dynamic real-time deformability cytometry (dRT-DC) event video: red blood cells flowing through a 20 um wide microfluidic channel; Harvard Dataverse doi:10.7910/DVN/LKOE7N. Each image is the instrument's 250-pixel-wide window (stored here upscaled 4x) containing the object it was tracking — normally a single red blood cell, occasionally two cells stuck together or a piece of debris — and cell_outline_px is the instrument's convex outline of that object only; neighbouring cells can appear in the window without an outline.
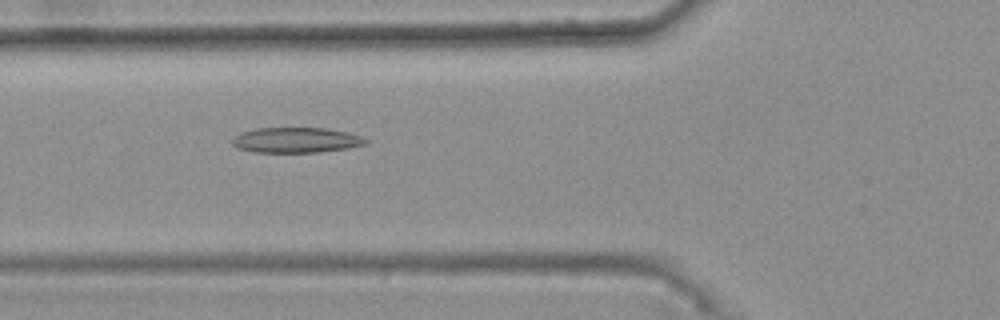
{"species": "common noctule bat (a hibernating species)", "species_latin": "Nyctalus noctula", "temperature_condition": "warm", "stored_images_in_passage": 49, "camera_frame_rate_fps": 3000, "um_per_image_px": 0.085, "animal": {"sex": "female", "body_mass_g": 25.1}, "frame": {"image": 1, "passage_image": 20, "time_ms": 6.333, "image_size_px": [1000, 320], "cell_outline_px": [[368, 144], [348, 148], [320, 152], [252, 152], [236, 148], [232, 144], [232, 136], [240, 132], [256, 128], [328, 128], [348, 132], [360, 136], [368, 140]], "centroid_in_image_um": [25.14, 11.91], "position_along_channel_um": 100.7, "area_um2": 19.94}}
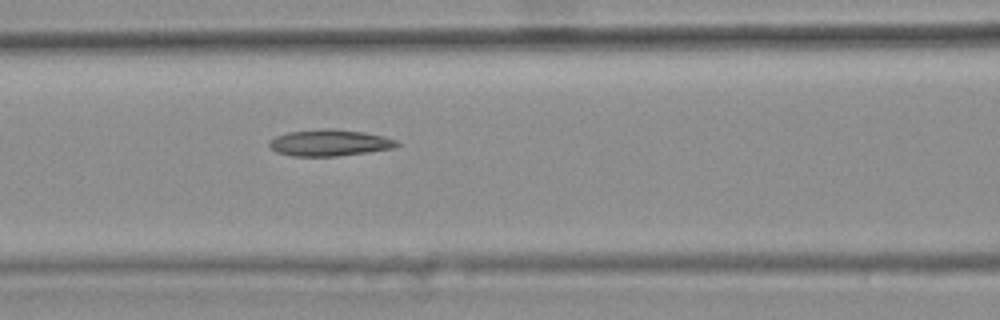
{"frame": {"image": 2, "passage_image": 23, "time_ms": 7.333, "image_size_px": [1000, 320], "cell_outline_px": [[400, 144], [392, 148], [368, 152], [336, 156], [292, 156], [276, 152], [268, 144], [268, 140], [276, 136], [288, 132], [324, 128], [332, 128], [364, 132], [384, 136], [396, 140]], "centroid_in_image_um": [27.99, 12.13], "position_along_channel_um": 138.6, "area_um2": 19.71}}
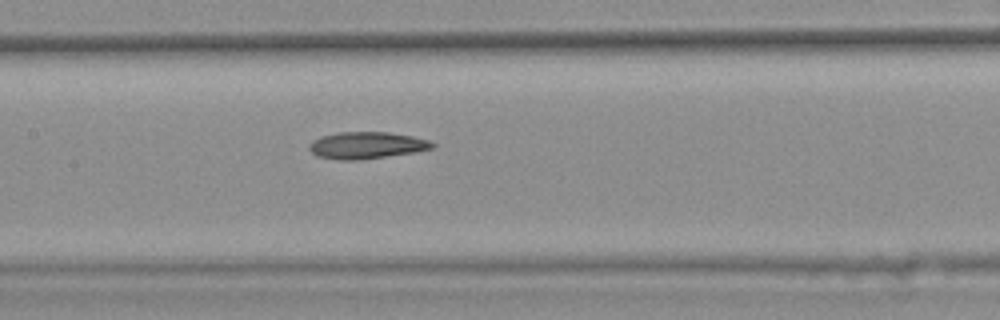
{"frame": {"image": 3, "passage_image": 26, "time_ms": 8.333, "image_size_px": [1000, 320], "cell_outline_px": [[436, 148], [416, 152], [360, 160], [340, 160], [316, 156], [308, 148], [308, 144], [312, 140], [320, 136], [340, 132], [388, 132], [412, 136], [428, 140], [436, 144]], "centroid_in_image_um": [31.16, 12.35], "position_along_channel_um": 176.2, "area_um2": 19.48}, "authors_computed_cell_mechanics": {"area_um2": 19.3052, "velocity_mm_per_s": 3.7727, "shape_relaxation_time_tau1_ms": null, "shape_relaxation_time_tau2_ms": 9.5056, "deformation_change_tau1": null, "deformation_change_tau2": 0.1911}}